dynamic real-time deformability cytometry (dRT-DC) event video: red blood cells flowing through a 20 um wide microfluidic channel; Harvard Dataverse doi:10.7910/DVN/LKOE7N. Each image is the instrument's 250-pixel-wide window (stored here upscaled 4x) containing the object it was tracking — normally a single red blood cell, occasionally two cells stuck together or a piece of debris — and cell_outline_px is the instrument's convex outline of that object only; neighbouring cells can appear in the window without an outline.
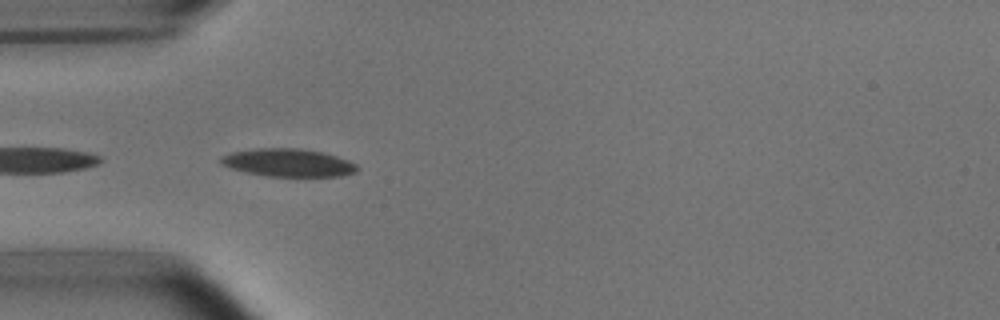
{"species": "common noctule bat (a hibernating species)", "species_latin": "Nyctalus noctula", "temperature_condition": "room temperature", "stored_images_in_passage": 9, "camera_frame_rate_fps": 3000, "um_per_image_px": 0.085, "animal": {"sex": "male", "body_mass_g": 15.6}, "frame": {"image": 1, "passage_image": 3, "time_ms": 2.0, "image_size_px": [1000, 320], "cell_outline_px": [[360, 168], [356, 172], [340, 176], [268, 176], [244, 172], [220, 164], [220, 156], [232, 152], [252, 148], [300, 148], [324, 152], [348, 160], [356, 164]], "centroid_in_image_um": [24.49, 13.82], "position_along_channel_um": 60.5, "area_um2": 22.31}}
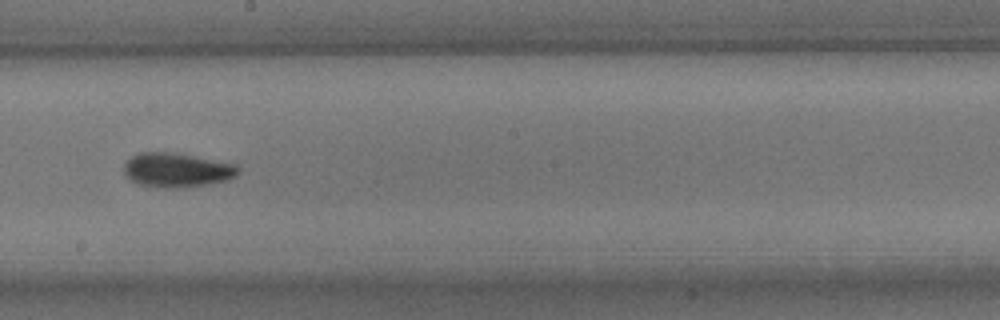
{"frame": {"image": 2, "passage_image": 7, "time_ms": 6.667, "image_size_px": [1000, 320], "cell_outline_px": [[240, 172], [236, 176], [228, 180], [180, 188], [164, 188], [140, 184], [132, 180], [124, 172], [124, 164], [132, 156], [140, 152], [172, 152], [236, 164], [240, 168]], "centroid_in_image_um": [15.06, 14.45], "position_along_channel_um": 233.1, "area_um2": 22.66}}
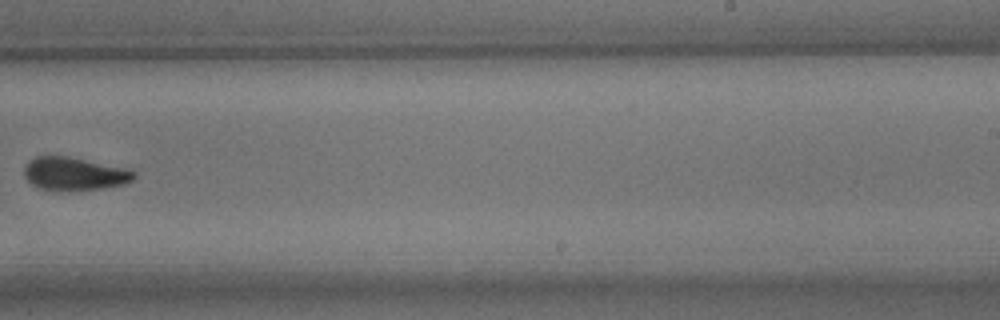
{"frame": {"image": 3, "passage_image": 8, "time_ms": 8.0, "image_size_px": [1000, 320], "cell_outline_px": [[136, 176], [132, 180], [124, 184], [104, 188], [40, 188], [32, 184], [24, 176], [24, 168], [36, 156], [68, 156], [132, 168], [136, 172]], "centroid_in_image_um": [6.42, 14.72], "position_along_channel_um": 282.6, "area_um2": 20.69}}